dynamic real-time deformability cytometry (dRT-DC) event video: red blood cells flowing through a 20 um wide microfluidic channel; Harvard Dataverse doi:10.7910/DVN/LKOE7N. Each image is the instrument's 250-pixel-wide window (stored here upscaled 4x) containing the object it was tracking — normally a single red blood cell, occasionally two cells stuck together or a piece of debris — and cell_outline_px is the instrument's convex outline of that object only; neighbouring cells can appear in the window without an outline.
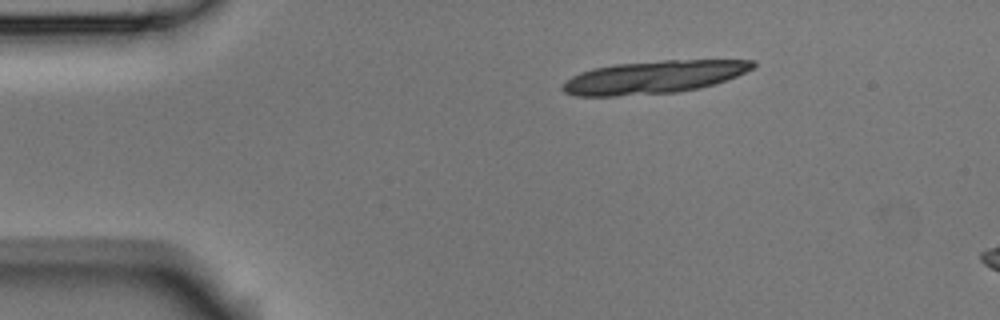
{"species": "Egyptian fruit bat (a non-hibernating species)", "species_latin": "Rousettus aegyptiacus", "temperature_condition": "room temperature", "stored_images_in_passage": 3, "camera_frame_rate_fps": 3000, "um_per_image_px": 0.085, "animal": {"sex": "male"}, "frame": {"image": 1, "passage_image": 1, "time_ms": 0.0, "image_size_px": [1000, 320], "cell_outline_px": [[756, 64], [752, 68], [736, 76], [700, 88], [676, 92], [616, 96], [576, 96], [564, 92], [560, 88], [564, 80], [580, 72], [592, 68], [616, 64], [664, 60], [756, 60]], "centroid_in_image_um": [55.5, 6.55], "position_along_channel_um": 29.5, "area_um2": 36.3}}